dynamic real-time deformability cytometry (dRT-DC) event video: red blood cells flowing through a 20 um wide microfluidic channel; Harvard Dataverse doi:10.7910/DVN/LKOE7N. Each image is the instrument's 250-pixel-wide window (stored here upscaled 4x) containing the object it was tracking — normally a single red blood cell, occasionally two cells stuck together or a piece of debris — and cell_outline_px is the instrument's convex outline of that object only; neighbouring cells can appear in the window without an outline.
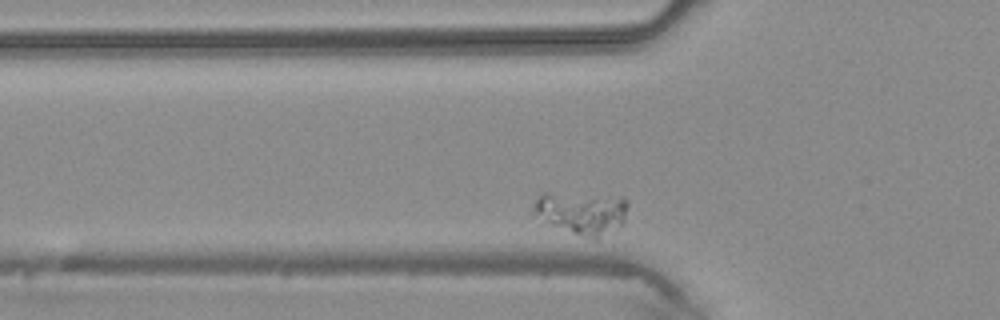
{"species": "common noctule bat (a hibernating species)", "species_latin": "Nyctalus noctula", "temperature_condition": "warm", "stored_images_in_passage": 26, "camera_frame_rate_fps": 3000, "um_per_image_px": 0.085, "animal": {"sex": "male", "body_mass_g": 20.4}, "frame": {"image": 1, "passage_image": 4, "time_ms": 1.0, "image_size_px": [1000, 320], "cell_outline_px": [[628, 204], [624, 224], [600, 240], [592, 240], [532, 216], [532, 212], [536, 200], [544, 192], [548, 192], [624, 196], [628, 200]], "centroid_in_image_um": [49.51, 18.09], "position_along_channel_um": 76.3, "area_um2": 24.04}}
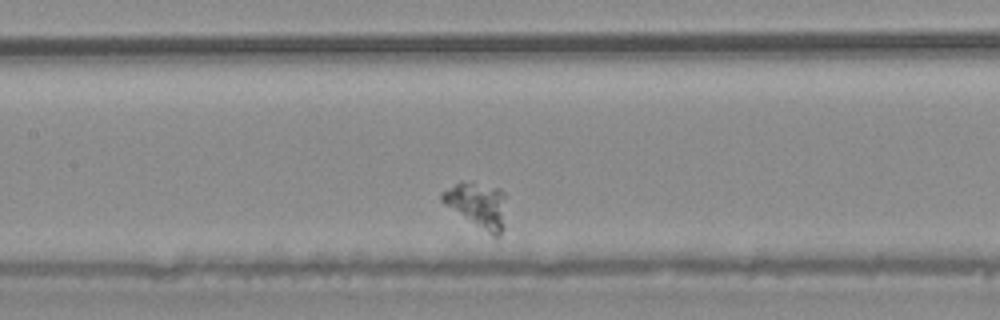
{"frame": {"image": 2, "passage_image": 11, "time_ms": 3.333, "image_size_px": [1000, 320], "cell_outline_px": [[504, 228], [500, 236], [496, 240], [444, 204], [440, 200], [440, 192], [460, 180], [496, 188], [504, 192]], "centroid_in_image_um": [40.57, 17.47], "position_along_channel_um": 166.8, "area_um2": 17.11}}
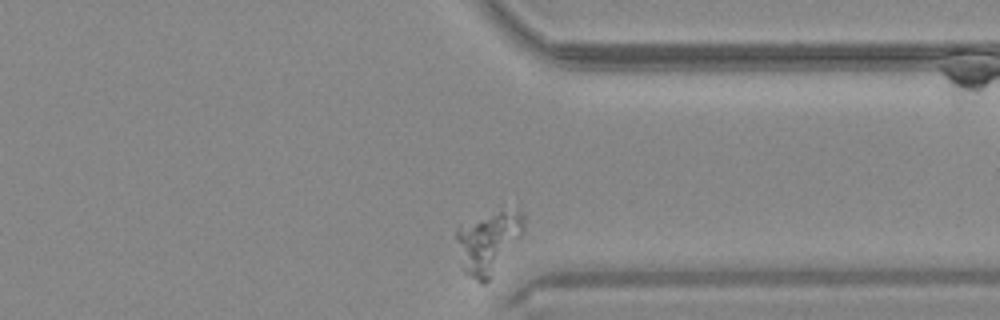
{"frame": {"image": 3, "passage_image": 26, "time_ms": 8.333, "image_size_px": [1000, 320], "cell_outline_px": [[524, 228], [520, 236], [488, 280], [484, 284], [480, 284], [464, 272], [456, 240], [456, 228], [460, 224], [500, 212], [524, 212]], "centroid_in_image_um": [41.46, 20.63], "position_along_channel_um": 369.9, "area_um2": 23.35}}